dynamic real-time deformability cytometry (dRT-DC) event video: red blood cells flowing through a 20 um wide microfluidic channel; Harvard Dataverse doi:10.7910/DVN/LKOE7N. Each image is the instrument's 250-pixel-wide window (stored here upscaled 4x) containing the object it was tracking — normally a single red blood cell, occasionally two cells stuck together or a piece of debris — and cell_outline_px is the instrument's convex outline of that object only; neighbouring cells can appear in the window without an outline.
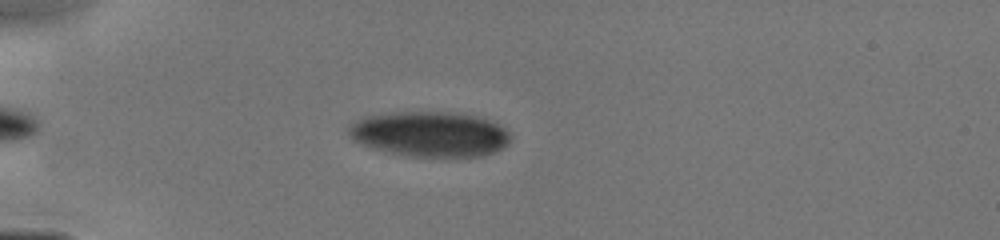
{"species": "human", "species_latin": "Homo sapiens", "temperature_condition": "cold", "stored_images_in_passage": 7, "camera_frame_rate_fps": 3000, "um_per_image_px": 0.085, "donor": {"sex": "male"}, "frame": {"image": 1, "passage_image": 4, "time_ms": 1.333, "image_size_px": [1000, 240], "cell_outline_px": [[512, 136], [508, 144], [504, 148], [484, 156], [412, 156], [388, 152], [372, 148], [360, 144], [352, 140], [348, 132], [348, 124], [364, 116], [392, 112], [448, 112], [476, 116], [500, 124]], "centroid_in_image_um": [36.52, 11.39], "position_along_channel_um": 48.5, "area_um2": 42.83}}
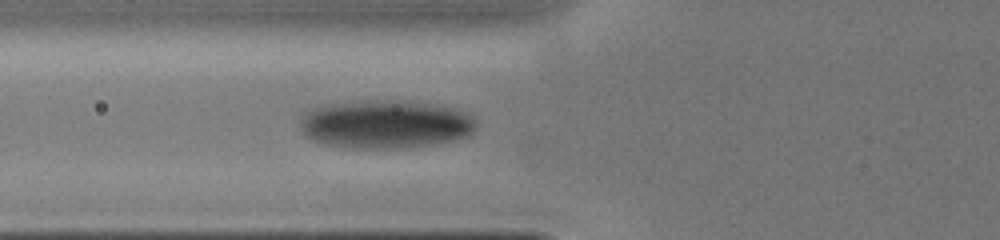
{"frame": {"image": 2, "passage_image": 7, "time_ms": 3.0, "image_size_px": [1000, 240], "cell_outline_px": [[476, 124], [472, 132], [468, 136], [452, 140], [432, 144], [396, 148], [344, 148], [324, 144], [312, 140], [300, 128], [300, 124], [304, 116], [308, 112], [316, 108], [332, 104], [368, 100], [428, 104], [456, 108], [476, 116]], "centroid_in_image_um": [32.8, 10.58], "position_along_channel_um": 93.0, "area_um2": 48.9}}